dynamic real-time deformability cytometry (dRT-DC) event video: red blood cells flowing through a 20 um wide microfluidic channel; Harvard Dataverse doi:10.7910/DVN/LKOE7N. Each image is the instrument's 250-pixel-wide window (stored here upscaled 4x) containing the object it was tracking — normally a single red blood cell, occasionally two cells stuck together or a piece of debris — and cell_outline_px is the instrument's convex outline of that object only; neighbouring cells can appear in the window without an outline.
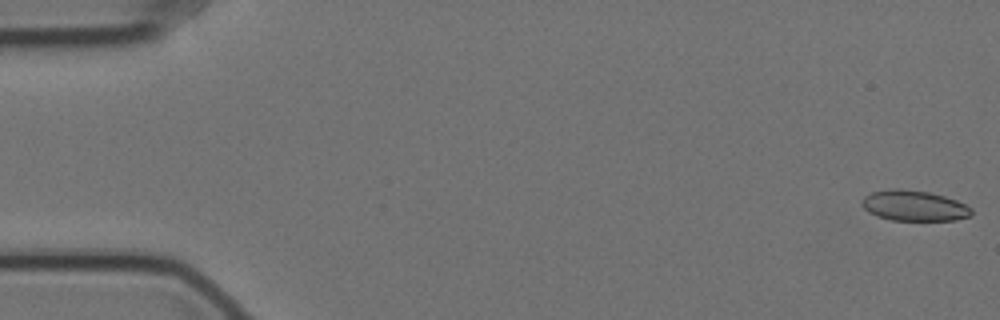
{"species": "Egyptian fruit bat (a non-hibernating species)", "species_latin": "Rousettus aegyptiacus", "temperature_condition": "cold", "stored_images_in_passage": 53, "camera_frame_rate_fps": 3000, "um_per_image_px": 0.085, "animal": {"sex": "female"}, "frame": {"image": 1, "passage_image": 1, "time_ms": 0.0, "image_size_px": [1000, 320], "cell_outline_px": [[972, 216], [956, 220], [892, 220], [876, 216], [868, 212], [860, 204], [860, 200], [864, 196], [872, 192], [892, 188], [896, 188], [928, 192], [944, 196], [956, 200], [972, 208]], "centroid_in_image_um": [77.67, 17.49], "position_along_channel_um": 7.3, "area_um2": 19.59}}
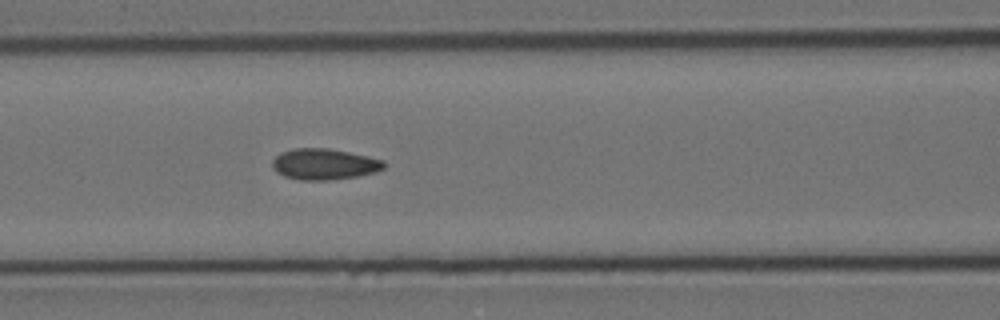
{"frame": {"image": 2, "passage_image": 24, "time_ms": 7.667, "image_size_px": [1000, 320], "cell_outline_px": [[388, 164], [384, 168], [376, 172], [356, 176], [328, 180], [300, 180], [284, 176], [276, 172], [272, 168], [272, 160], [280, 152], [296, 148], [328, 148], [368, 156], [384, 160]], "centroid_in_image_um": [27.56, 13.95], "position_along_channel_um": 139.0, "area_um2": 20.29}}
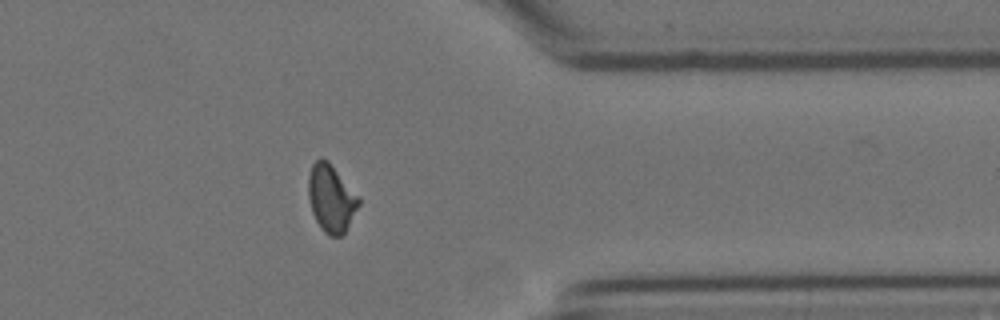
{"frame": {"image": 3, "passage_image": 46, "time_ms": 15.0, "image_size_px": [1000, 320], "cell_outline_px": [[360, 204], [344, 232], [340, 236], [328, 236], [320, 228], [312, 212], [308, 196], [308, 176], [312, 164], [320, 156], [328, 160], [360, 196]], "centroid_in_image_um": [28.14, 16.83], "position_along_channel_um": 383.3, "area_um2": 20.0}, "authors_computed_cell_mechanics": {"area_um2": 19.8254, "velocity_mm_per_s": 3.5086, "shape_relaxation_time_tau1_ms": null, "shape_relaxation_time_tau2_ms": 1.6685, "deformation_change_tau1": null, "deformation_change_tau2": 0.0564}}